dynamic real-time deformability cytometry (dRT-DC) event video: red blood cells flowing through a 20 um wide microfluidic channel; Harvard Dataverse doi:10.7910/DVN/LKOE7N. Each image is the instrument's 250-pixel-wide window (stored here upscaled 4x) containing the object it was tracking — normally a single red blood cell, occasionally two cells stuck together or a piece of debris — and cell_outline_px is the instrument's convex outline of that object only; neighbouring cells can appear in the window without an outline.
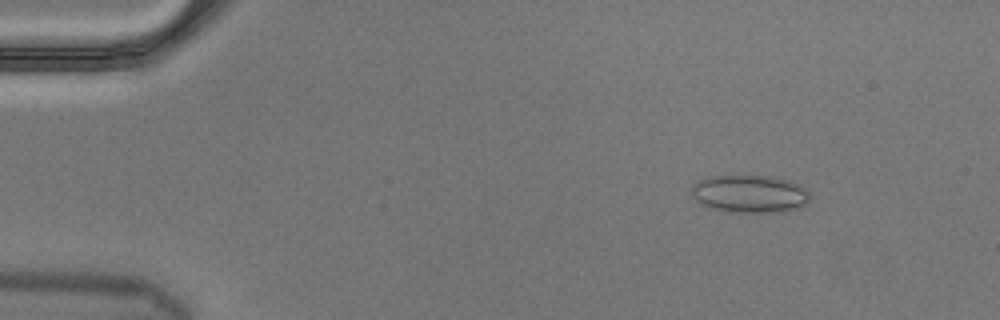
{"species": "Egyptian fruit bat (a non-hibernating species)", "species_latin": "Rousettus aegyptiacus", "temperature_condition": "cold", "stored_images_in_passage": 4, "camera_frame_rate_fps": 3000, "um_per_image_px": 0.085, "animal": {"sex": "male"}, "frame": {"image": 1, "passage_image": 1, "time_ms": 0.0, "image_size_px": [1000, 320], "cell_outline_px": [[808, 204], [800, 208], [784, 212], [732, 212], [712, 208], [700, 204], [692, 196], [692, 184], [700, 180], [712, 176], [772, 176], [788, 180], [800, 184], [808, 192]], "centroid_in_image_um": [63.75, 16.48], "position_along_channel_um": 21.3, "area_um2": 26.13}}